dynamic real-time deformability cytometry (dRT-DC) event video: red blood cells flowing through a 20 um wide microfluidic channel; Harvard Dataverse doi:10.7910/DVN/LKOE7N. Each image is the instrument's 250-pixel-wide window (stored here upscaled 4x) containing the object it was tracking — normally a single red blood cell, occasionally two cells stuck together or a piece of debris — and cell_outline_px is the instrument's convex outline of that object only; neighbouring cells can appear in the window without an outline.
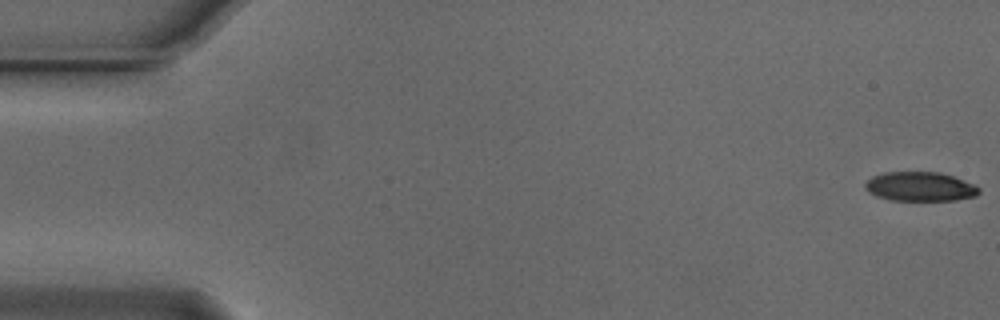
{"species": "Egyptian fruit bat (a non-hibernating species)", "species_latin": "Rousettus aegyptiacus", "temperature_condition": "cold", "stored_images_in_passage": 9, "camera_frame_rate_fps": 3000, "um_per_image_px": 0.085, "animal": {"sex": "male"}, "frame": {"image": 1, "passage_image": 1, "time_ms": 0.0, "image_size_px": [1000, 320], "cell_outline_px": [[980, 192], [976, 196], [956, 200], [892, 200], [876, 196], [868, 192], [864, 188], [864, 184], [872, 176], [884, 172], [940, 172], [952, 176], [972, 184], [980, 188]], "centroid_in_image_um": [78.18, 15.86], "position_along_channel_um": 6.8, "area_um2": 19.36}}